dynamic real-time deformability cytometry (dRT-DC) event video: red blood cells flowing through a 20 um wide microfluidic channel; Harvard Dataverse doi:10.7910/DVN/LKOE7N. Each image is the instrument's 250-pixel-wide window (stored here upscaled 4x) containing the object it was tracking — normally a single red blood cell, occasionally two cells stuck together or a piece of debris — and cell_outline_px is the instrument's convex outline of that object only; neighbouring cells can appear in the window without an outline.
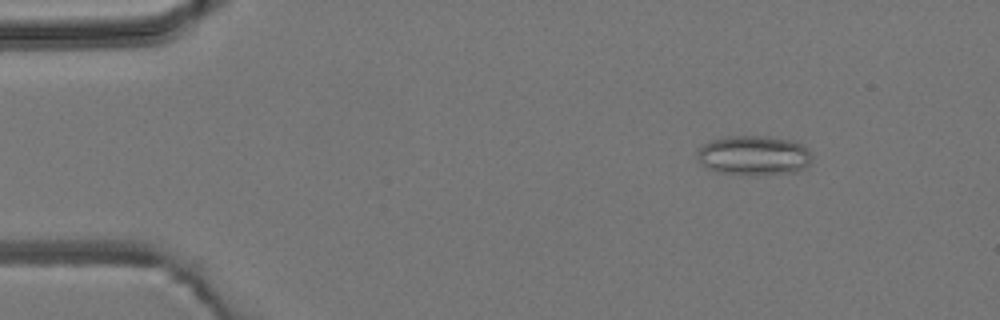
{"species": "common noctule bat (a hibernating species)", "species_latin": "Nyctalus noctula", "temperature_condition": "room temperature", "stored_images_in_passage": 3, "camera_frame_rate_fps": 3000, "um_per_image_px": 0.085, "animal": {"sex": "male", "body_mass_g": 19.2, "forearm_length_mm": 51.8}, "frame": {"image": 1, "passage_image": 3, "time_ms": 6.0, "image_size_px": [1000, 320], "cell_outline_px": [[812, 156], [808, 164], [804, 168], [796, 172], [748, 176], [716, 172], [700, 164], [696, 156], [696, 152], [704, 144], [712, 140], [728, 136], [768, 136], [792, 140], [804, 144], [808, 148]], "centroid_in_image_um": [64.07, 13.22], "position_along_channel_um": 20.9, "area_um2": 26.99}}